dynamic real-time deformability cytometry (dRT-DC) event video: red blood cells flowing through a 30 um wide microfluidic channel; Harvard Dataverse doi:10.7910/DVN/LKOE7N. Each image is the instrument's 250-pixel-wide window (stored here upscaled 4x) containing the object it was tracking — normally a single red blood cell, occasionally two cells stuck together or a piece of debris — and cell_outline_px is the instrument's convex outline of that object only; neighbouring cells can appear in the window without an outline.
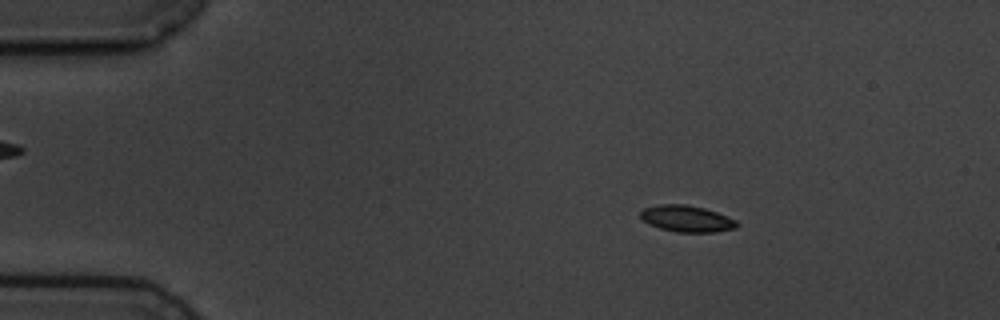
{"species": "common noctule bat (a hibernating species)", "species_latin": "Nyctalus noctula", "temperature_condition": "cold", "stored_images_in_passage": 5, "segment_of_instrument_passage": [1, 2], "camera_frame_rate_fps": 3000, "um_per_image_px": 0.085, "animal": {"sex": "male", "body_mass_g": 19.5, "forearm_length_mm": 54.6}, "frame": {"image": 1, "passage_image": 2, "time_ms": 1.0, "image_size_px": [1000, 320], "cell_outline_px": [[740, 224], [736, 228], [716, 232], [676, 232], [660, 228], [648, 224], [640, 216], [640, 212], [644, 208], [660, 204], [684, 204], [704, 208], [716, 212], [736, 220]], "centroid_in_image_um": [58.38, 18.59], "position_along_channel_um": 26.6, "area_um2": 14.85}}